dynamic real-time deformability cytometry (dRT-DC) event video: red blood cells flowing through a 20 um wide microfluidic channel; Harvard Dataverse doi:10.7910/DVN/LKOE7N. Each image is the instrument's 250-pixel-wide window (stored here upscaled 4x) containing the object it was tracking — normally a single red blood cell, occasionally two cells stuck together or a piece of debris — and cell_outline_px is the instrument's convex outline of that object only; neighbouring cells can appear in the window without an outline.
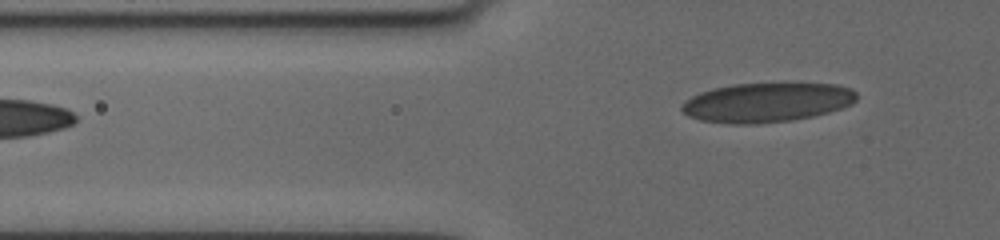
{"species": "human", "species_latin": "Homo sapiens", "temperature_condition": "cold", "stored_images_in_passage": 8, "camera_frame_rate_fps": 3000, "um_per_image_px": 0.085, "donor": {"sex": "female"}, "frame": {"image": 1, "passage_image": 8, "time_ms": 7.0, "image_size_px": [1000, 240], "cell_outline_px": [[856, 100], [852, 104], [828, 112], [812, 116], [792, 120], [756, 124], [728, 124], [700, 120], [688, 116], [680, 108], [692, 96], [700, 92], [712, 88], [736, 84], [784, 80], [792, 80], [836, 84], [852, 88], [856, 92]], "centroid_in_image_um": [65.24, 8.65], "position_along_channel_um": 60.6, "area_um2": 41.44}}